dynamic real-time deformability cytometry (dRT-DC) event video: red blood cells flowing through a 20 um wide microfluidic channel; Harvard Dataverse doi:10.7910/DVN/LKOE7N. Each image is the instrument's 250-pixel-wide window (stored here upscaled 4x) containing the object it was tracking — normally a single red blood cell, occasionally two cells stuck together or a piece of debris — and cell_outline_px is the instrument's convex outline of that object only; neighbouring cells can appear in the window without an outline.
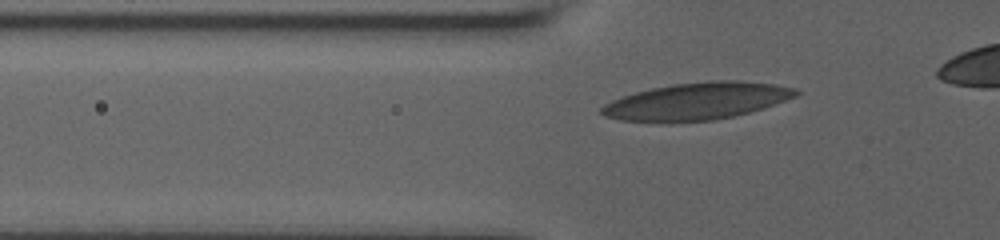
{"species": "human", "species_latin": "Homo sapiens", "temperature_condition": "room temperature", "stored_images_in_passage": 38, "camera_frame_rate_fps": 3000, "um_per_image_px": 0.085, "donor": {"sex": "male"}, "frame": {"image": 1, "passage_image": 7, "time_ms": 2.0, "image_size_px": [1000, 240], "cell_outline_px": [[800, 92], [796, 96], [764, 108], [732, 116], [712, 120], [668, 124], [664, 124], [620, 120], [604, 116], [600, 112], [600, 108], [604, 104], [612, 100], [636, 92], [652, 88], [672, 84], [708, 80], [740, 80], [776, 84], [796, 88]], "centroid_in_image_um": [59.2, 8.62], "position_along_channel_um": 66.6, "area_um2": 42.71}}
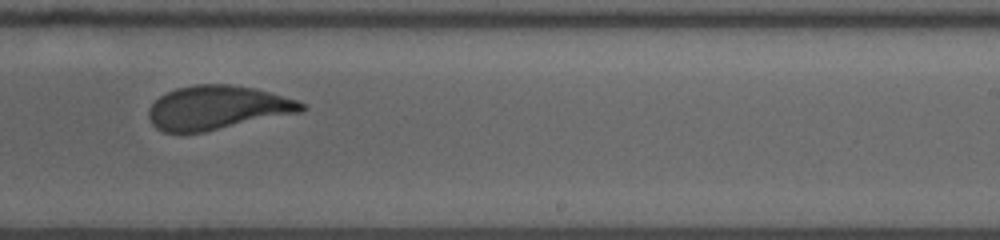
{"frame": {"image": 2, "passage_image": 24, "time_ms": 7.667, "image_size_px": [1000, 240], "cell_outline_px": [[308, 108], [300, 112], [204, 132], [164, 132], [156, 128], [152, 124], [148, 116], [148, 108], [160, 96], [176, 88], [192, 84], [228, 84], [256, 88], [272, 92], [296, 100], [304, 104]], "centroid_in_image_um": [18.47, 9.14], "position_along_channel_um": 270.5, "area_um2": 39.07}}
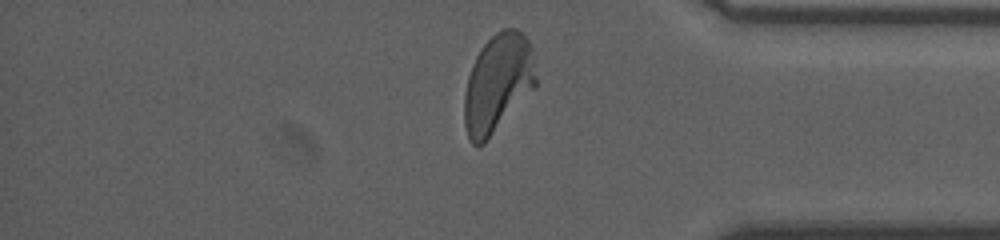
{"frame": {"image": 3, "passage_image": 35, "time_ms": 11.333, "image_size_px": [1000, 240], "cell_outline_px": [[536, 88], [484, 144], [476, 148], [468, 140], [464, 124], [464, 96], [468, 76], [472, 64], [480, 48], [496, 32], [504, 28], [516, 28], [528, 40], [532, 48], [536, 76]], "centroid_in_image_um": [42.31, 7.12], "position_along_channel_um": 392.9, "area_um2": 41.62}}